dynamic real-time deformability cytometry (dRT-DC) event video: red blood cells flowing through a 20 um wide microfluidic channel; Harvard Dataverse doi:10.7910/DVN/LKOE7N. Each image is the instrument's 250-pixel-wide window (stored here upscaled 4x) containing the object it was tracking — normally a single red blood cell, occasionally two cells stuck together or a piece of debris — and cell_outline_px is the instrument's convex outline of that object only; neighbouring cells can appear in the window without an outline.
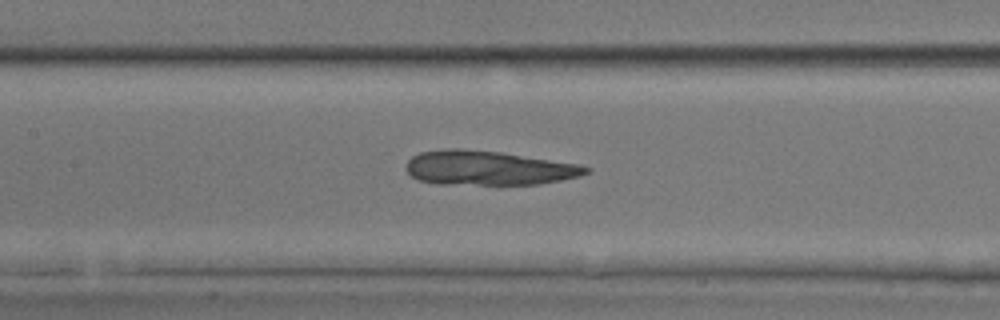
{"species": "common noctule bat (a hibernating species)", "species_latin": "Nyctalus noctula", "temperature_condition": "room temperature", "stored_images_in_passage": 52, "camera_frame_rate_fps": 3000, "um_per_image_px": 0.085, "animal": {"sex": "male", "body_mass_g": 17.9, "forearm_length_mm": 54.2}, "frame": {"image": 1, "passage_image": 24, "time_ms": 7.667, "image_size_px": [1000, 320], "cell_outline_px": [[592, 168], [588, 172], [580, 176], [540, 184], [440, 184], [420, 180], [412, 176], [404, 168], [408, 160], [412, 156], [420, 152], [448, 148], [460, 148], [500, 152], [576, 164]], "centroid_in_image_um": [41.46, 14.27], "position_along_channel_um": 165.9, "area_um2": 35.78}}
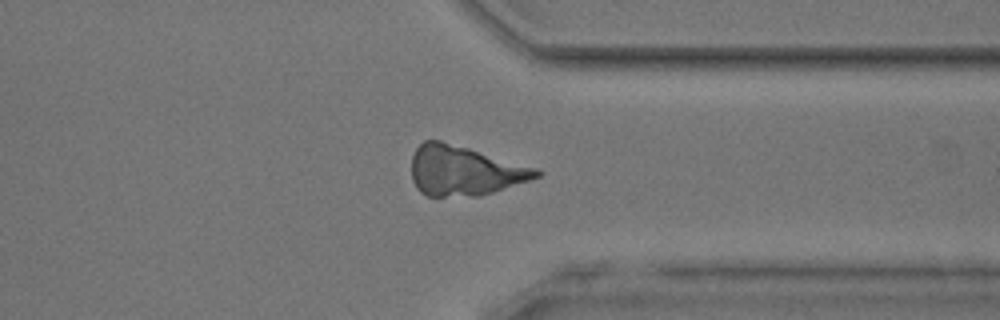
{"frame": {"image": 2, "passage_image": 40, "time_ms": 13.0, "image_size_px": [1000, 320], "cell_outline_px": [[544, 172], [540, 176], [532, 180], [480, 196], [428, 196], [420, 192], [416, 188], [412, 180], [412, 156], [416, 148], [424, 140], [440, 140], [540, 168]], "centroid_in_image_um": [39.51, 14.51], "position_along_channel_um": 371.9, "area_um2": 36.53}}
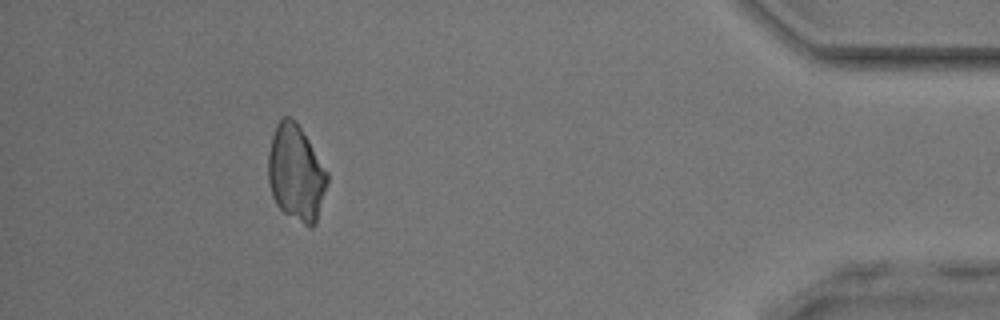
{"frame": {"image": 3, "passage_image": 47, "time_ms": 15.333, "image_size_px": [1000, 320], "cell_outline_px": [[328, 184], [316, 224], [312, 228], [308, 228], [284, 212], [276, 204], [272, 196], [268, 180], [268, 152], [272, 136], [276, 124], [284, 116], [288, 116], [300, 128], [308, 140], [328, 172]], "centroid_in_image_um": [25.16, 14.76], "position_along_channel_um": 410.0, "area_um2": 33.12}}